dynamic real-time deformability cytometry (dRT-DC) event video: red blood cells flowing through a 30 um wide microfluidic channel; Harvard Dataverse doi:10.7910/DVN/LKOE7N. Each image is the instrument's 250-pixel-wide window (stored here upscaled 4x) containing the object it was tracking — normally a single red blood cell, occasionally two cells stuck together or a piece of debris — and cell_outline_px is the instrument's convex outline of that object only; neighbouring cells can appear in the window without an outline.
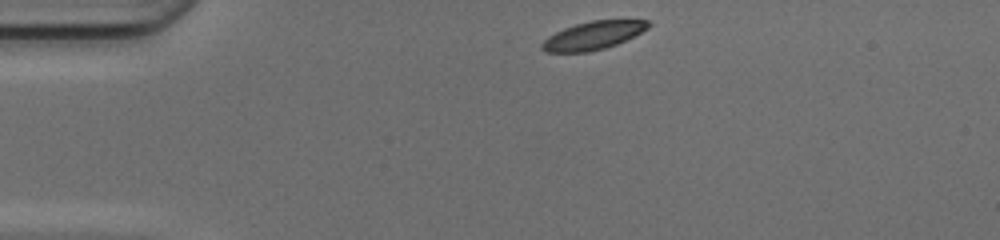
{"species": "common noctule bat (a hibernating species)", "species_latin": "Nyctalus noctula", "temperature_condition": "cold", "stored_images_in_passage": 40, "camera_frame_rate_fps": 3000, "um_per_image_px": 0.085, "animal": {"sex": "female", "body_mass_g": 17.0, "forearm_length_mm": 48.0}, "frame": {"image": 1, "passage_image": 1, "time_ms": 0.0, "image_size_px": [1000, 240], "cell_outline_px": [[652, 24], [648, 28], [616, 44], [604, 48], [588, 52], [544, 52], [540, 48], [540, 44], [548, 36], [564, 28], [576, 24], [592, 20], [648, 20]], "centroid_in_image_um": [50.38, 3.02], "position_along_channel_um": 34.6, "area_um2": 17.28}}
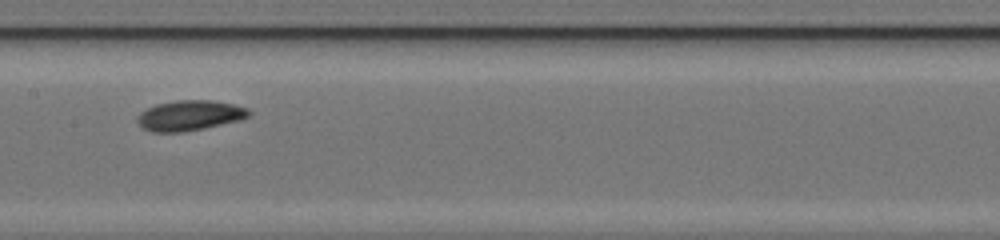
{"frame": {"image": 2, "passage_image": 16, "time_ms": 5.0, "image_size_px": [1000, 240], "cell_outline_px": [[252, 112], [248, 116], [240, 120], [204, 128], [184, 132], [152, 132], [144, 128], [136, 120], [140, 112], [156, 104], [180, 100], [208, 100], [232, 104], [248, 108]], "centroid_in_image_um": [16.13, 9.82], "position_along_channel_um": 191.3, "area_um2": 19.48}}
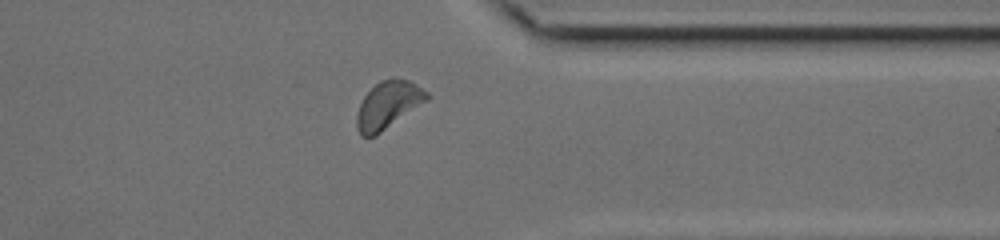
{"frame": {"image": 3, "passage_image": 30, "time_ms": 9.667, "image_size_px": [1000, 240], "cell_outline_px": [[428, 100], [376, 136], [360, 136], [356, 128], [356, 116], [360, 104], [364, 96], [380, 80], [392, 76], [408, 80], [416, 84], [428, 92]], "centroid_in_image_um": [32.98, 8.91], "position_along_channel_um": 378.4, "area_um2": 19.48}, "authors_computed_cell_mechanics": {"area_um2": 18.5538, "velocity_mm_per_s": 4.1409, "shape_relaxation_time_tau1_ms": 1.859, "shape_relaxation_time_tau2_ms": 3.1449, "deformation_change_tau1": 0.0802, "deformation_change_tau2": 0.0903}}